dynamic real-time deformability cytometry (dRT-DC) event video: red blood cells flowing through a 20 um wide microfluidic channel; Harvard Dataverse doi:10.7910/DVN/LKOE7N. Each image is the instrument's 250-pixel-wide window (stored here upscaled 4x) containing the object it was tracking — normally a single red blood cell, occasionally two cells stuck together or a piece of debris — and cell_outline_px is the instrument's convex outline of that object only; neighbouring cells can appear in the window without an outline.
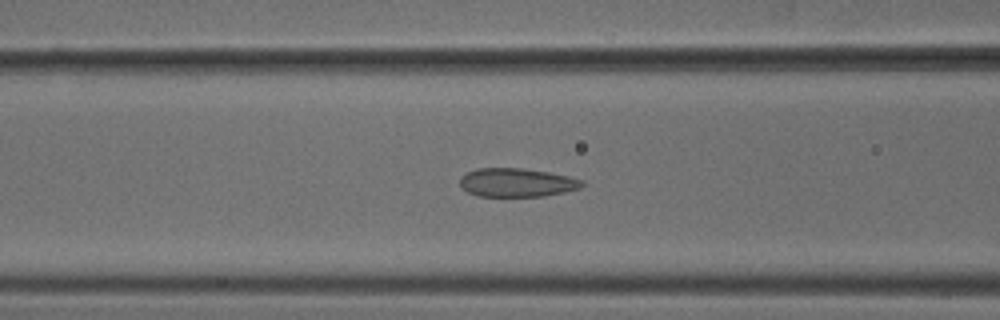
{"species": "common noctule bat (a hibernating species)", "species_latin": "Nyctalus noctula", "temperature_condition": "cold", "stored_images_in_passage": 43, "camera_frame_rate_fps": 3000, "um_per_image_px": 0.085, "animal": {"sex": "male", "body_mass_g": 18.8}, "frame": {"image": 1, "passage_image": 18, "time_ms": 5.667, "image_size_px": [1000, 320], "cell_outline_px": [[584, 184], [580, 188], [564, 192], [544, 196], [476, 196], [460, 188], [460, 176], [476, 168], [520, 168], [548, 172], [568, 176], [584, 180]], "centroid_in_image_um": [43.9, 15.52], "position_along_channel_um": 122.7, "area_um2": 20.46}}
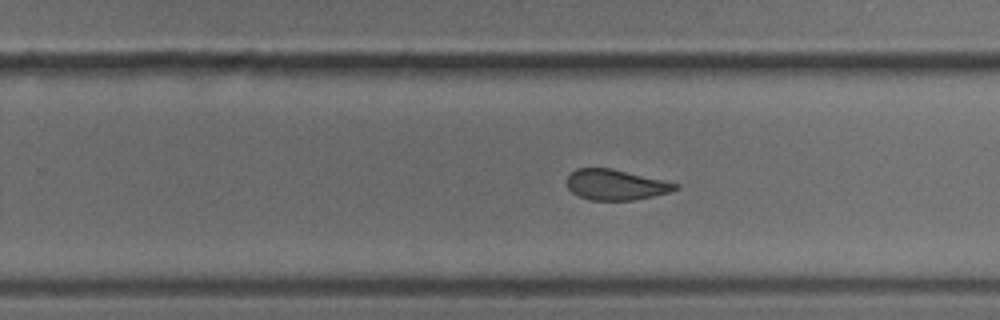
{"frame": {"image": 2, "passage_image": 30, "time_ms": 9.667, "image_size_px": [1000, 320], "cell_outline_px": [[680, 188], [668, 192], [652, 196], [632, 200], [588, 200], [572, 192], [568, 188], [568, 176], [576, 168], [612, 168], [680, 184]], "centroid_in_image_um": [52.34, 15.7], "position_along_channel_um": 277.5, "area_um2": 19.13}}
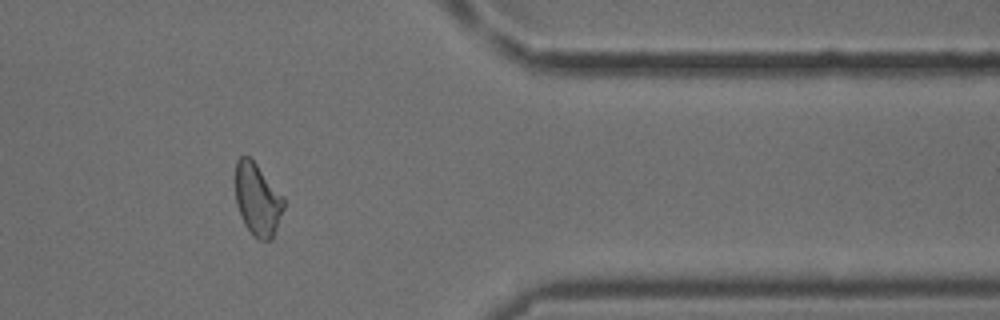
{"frame": {"image": 3, "passage_image": 40, "time_ms": 13.0, "image_size_px": [1000, 320], "cell_outline_px": [[284, 208], [272, 240], [260, 240], [252, 236], [244, 224], [236, 204], [236, 160], [240, 156], [248, 156], [256, 164], [284, 196]], "centroid_in_image_um": [21.89, 16.98], "position_along_channel_um": 389.5, "area_um2": 20.4}, "authors_computed_cell_mechanics": {"area_um2": 20.808, "velocity_mm_per_s": 3.8671, "shape_relaxation_time_tau1_ms": 9.9053, "shape_relaxation_time_tau2_ms": 1.8428, "deformation_change_tau1": 0.1566, "deformation_change_tau2": 0.0721}}